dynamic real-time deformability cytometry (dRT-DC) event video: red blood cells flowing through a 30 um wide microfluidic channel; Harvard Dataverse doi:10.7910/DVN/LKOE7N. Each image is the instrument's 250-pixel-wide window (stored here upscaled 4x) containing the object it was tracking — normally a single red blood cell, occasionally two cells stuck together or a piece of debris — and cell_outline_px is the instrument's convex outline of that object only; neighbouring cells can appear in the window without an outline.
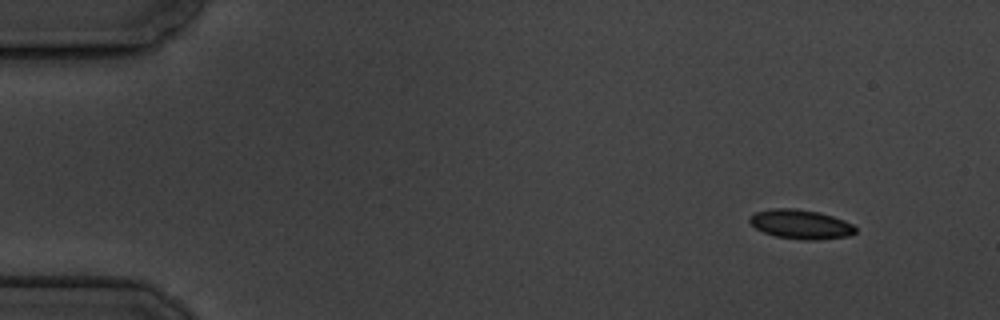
{"species": "common noctule bat (a hibernating species)", "species_latin": "Nyctalus noctula", "temperature_condition": "cold", "stored_images_in_passage": 6, "camera_frame_rate_fps": 3000, "um_per_image_px": 0.085, "animal": {"sex": "male", "body_mass_g": 19.5, "forearm_length_mm": 54.6}, "frame": {"image": 1, "passage_image": 1, "time_ms": 0.0, "image_size_px": [1000, 320], "cell_outline_px": [[856, 232], [848, 236], [816, 240], [804, 240], [776, 236], [764, 232], [756, 228], [748, 220], [748, 216], [756, 212], [772, 208], [796, 208], [820, 212], [844, 220], [852, 224], [856, 228]], "centroid_in_image_um": [68.05, 19.05], "position_along_channel_um": 16.9, "area_um2": 18.09}}
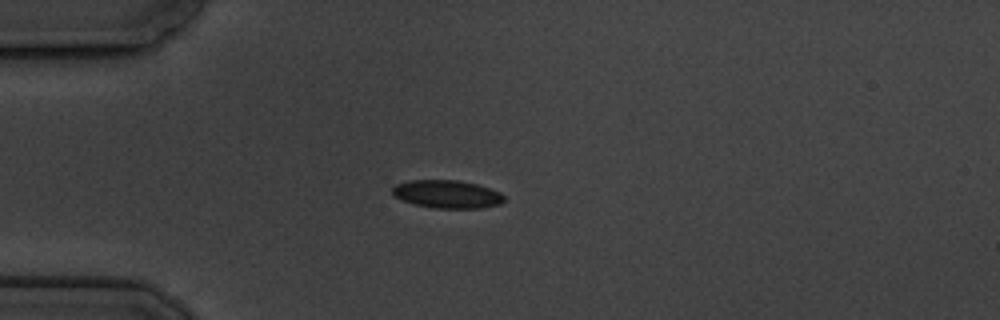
{"frame": {"image": 2, "passage_image": 4, "time_ms": 3.333, "image_size_px": [1000, 320], "cell_outline_px": [[504, 200], [500, 204], [480, 208], [436, 208], [416, 204], [392, 196], [392, 188], [396, 184], [408, 180], [460, 180], [476, 184], [500, 192], [504, 196]], "centroid_in_image_um": [37.99, 16.49], "position_along_channel_um": 47.0, "area_um2": 18.15}}